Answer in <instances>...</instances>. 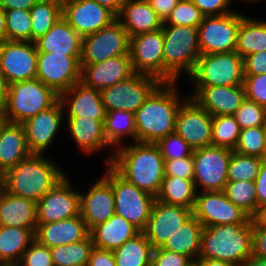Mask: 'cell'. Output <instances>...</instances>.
<instances>
[{
  "instance_id": "cell-62",
  "label": "cell",
  "mask_w": 266,
  "mask_h": 266,
  "mask_svg": "<svg viewBox=\"0 0 266 266\" xmlns=\"http://www.w3.org/2000/svg\"><path fill=\"white\" fill-rule=\"evenodd\" d=\"M194 262L197 264V266H233L225 261L217 259H204L199 257Z\"/></svg>"
},
{
  "instance_id": "cell-53",
  "label": "cell",
  "mask_w": 266,
  "mask_h": 266,
  "mask_svg": "<svg viewBox=\"0 0 266 266\" xmlns=\"http://www.w3.org/2000/svg\"><path fill=\"white\" fill-rule=\"evenodd\" d=\"M204 16H221L234 10L229 6L233 0H191ZM229 5V6H228Z\"/></svg>"
},
{
  "instance_id": "cell-46",
  "label": "cell",
  "mask_w": 266,
  "mask_h": 266,
  "mask_svg": "<svg viewBox=\"0 0 266 266\" xmlns=\"http://www.w3.org/2000/svg\"><path fill=\"white\" fill-rule=\"evenodd\" d=\"M204 15L191 0H180L163 25L193 26L198 28Z\"/></svg>"
},
{
  "instance_id": "cell-1",
  "label": "cell",
  "mask_w": 266,
  "mask_h": 266,
  "mask_svg": "<svg viewBox=\"0 0 266 266\" xmlns=\"http://www.w3.org/2000/svg\"><path fill=\"white\" fill-rule=\"evenodd\" d=\"M114 152L106 159V165H110L126 181L156 198L165 176L164 159L156 144L131 142Z\"/></svg>"
},
{
  "instance_id": "cell-54",
  "label": "cell",
  "mask_w": 266,
  "mask_h": 266,
  "mask_svg": "<svg viewBox=\"0 0 266 266\" xmlns=\"http://www.w3.org/2000/svg\"><path fill=\"white\" fill-rule=\"evenodd\" d=\"M244 75L266 74V50L243 58Z\"/></svg>"
},
{
  "instance_id": "cell-20",
  "label": "cell",
  "mask_w": 266,
  "mask_h": 266,
  "mask_svg": "<svg viewBox=\"0 0 266 266\" xmlns=\"http://www.w3.org/2000/svg\"><path fill=\"white\" fill-rule=\"evenodd\" d=\"M192 215L191 208L169 205L155 199L142 233L153 249L160 248Z\"/></svg>"
},
{
  "instance_id": "cell-31",
  "label": "cell",
  "mask_w": 266,
  "mask_h": 266,
  "mask_svg": "<svg viewBox=\"0 0 266 266\" xmlns=\"http://www.w3.org/2000/svg\"><path fill=\"white\" fill-rule=\"evenodd\" d=\"M139 233L140 231L134 225L117 214L89 231L94 247L110 251L116 250Z\"/></svg>"
},
{
  "instance_id": "cell-22",
  "label": "cell",
  "mask_w": 266,
  "mask_h": 266,
  "mask_svg": "<svg viewBox=\"0 0 266 266\" xmlns=\"http://www.w3.org/2000/svg\"><path fill=\"white\" fill-rule=\"evenodd\" d=\"M115 214V197L112 185L101 176L87 193L80 192V216L90 231Z\"/></svg>"
},
{
  "instance_id": "cell-45",
  "label": "cell",
  "mask_w": 266,
  "mask_h": 266,
  "mask_svg": "<svg viewBox=\"0 0 266 266\" xmlns=\"http://www.w3.org/2000/svg\"><path fill=\"white\" fill-rule=\"evenodd\" d=\"M266 141V126L245 128L240 131L238 143L233 151L249 156L263 157Z\"/></svg>"
},
{
  "instance_id": "cell-63",
  "label": "cell",
  "mask_w": 266,
  "mask_h": 266,
  "mask_svg": "<svg viewBox=\"0 0 266 266\" xmlns=\"http://www.w3.org/2000/svg\"><path fill=\"white\" fill-rule=\"evenodd\" d=\"M252 219L259 225L266 227V204L258 207L256 214Z\"/></svg>"
},
{
  "instance_id": "cell-9",
  "label": "cell",
  "mask_w": 266,
  "mask_h": 266,
  "mask_svg": "<svg viewBox=\"0 0 266 266\" xmlns=\"http://www.w3.org/2000/svg\"><path fill=\"white\" fill-rule=\"evenodd\" d=\"M161 82L145 74L134 73L129 78L100 90L103 106L108 111H130L134 114Z\"/></svg>"
},
{
  "instance_id": "cell-59",
  "label": "cell",
  "mask_w": 266,
  "mask_h": 266,
  "mask_svg": "<svg viewBox=\"0 0 266 266\" xmlns=\"http://www.w3.org/2000/svg\"><path fill=\"white\" fill-rule=\"evenodd\" d=\"M38 0H0V7L5 10H30Z\"/></svg>"
},
{
  "instance_id": "cell-41",
  "label": "cell",
  "mask_w": 266,
  "mask_h": 266,
  "mask_svg": "<svg viewBox=\"0 0 266 266\" xmlns=\"http://www.w3.org/2000/svg\"><path fill=\"white\" fill-rule=\"evenodd\" d=\"M241 128L234 115L213 116L211 146L234 150Z\"/></svg>"
},
{
  "instance_id": "cell-3",
  "label": "cell",
  "mask_w": 266,
  "mask_h": 266,
  "mask_svg": "<svg viewBox=\"0 0 266 266\" xmlns=\"http://www.w3.org/2000/svg\"><path fill=\"white\" fill-rule=\"evenodd\" d=\"M65 176L44 154H31L2 174L0 181L8 193L37 203Z\"/></svg>"
},
{
  "instance_id": "cell-50",
  "label": "cell",
  "mask_w": 266,
  "mask_h": 266,
  "mask_svg": "<svg viewBox=\"0 0 266 266\" xmlns=\"http://www.w3.org/2000/svg\"><path fill=\"white\" fill-rule=\"evenodd\" d=\"M243 85L248 100L266 107V74L244 75Z\"/></svg>"
},
{
  "instance_id": "cell-65",
  "label": "cell",
  "mask_w": 266,
  "mask_h": 266,
  "mask_svg": "<svg viewBox=\"0 0 266 266\" xmlns=\"http://www.w3.org/2000/svg\"><path fill=\"white\" fill-rule=\"evenodd\" d=\"M242 266H266V259L257 258L255 256H250Z\"/></svg>"
},
{
  "instance_id": "cell-13",
  "label": "cell",
  "mask_w": 266,
  "mask_h": 266,
  "mask_svg": "<svg viewBox=\"0 0 266 266\" xmlns=\"http://www.w3.org/2000/svg\"><path fill=\"white\" fill-rule=\"evenodd\" d=\"M192 213L204 227L251 223V217L231 202L224 191H198Z\"/></svg>"
},
{
  "instance_id": "cell-57",
  "label": "cell",
  "mask_w": 266,
  "mask_h": 266,
  "mask_svg": "<svg viewBox=\"0 0 266 266\" xmlns=\"http://www.w3.org/2000/svg\"><path fill=\"white\" fill-rule=\"evenodd\" d=\"M258 207L266 204V162H262L257 178L255 179Z\"/></svg>"
},
{
  "instance_id": "cell-12",
  "label": "cell",
  "mask_w": 266,
  "mask_h": 266,
  "mask_svg": "<svg viewBox=\"0 0 266 266\" xmlns=\"http://www.w3.org/2000/svg\"><path fill=\"white\" fill-rule=\"evenodd\" d=\"M130 37L116 19L109 26L83 37L80 64H96L129 54Z\"/></svg>"
},
{
  "instance_id": "cell-44",
  "label": "cell",
  "mask_w": 266,
  "mask_h": 266,
  "mask_svg": "<svg viewBox=\"0 0 266 266\" xmlns=\"http://www.w3.org/2000/svg\"><path fill=\"white\" fill-rule=\"evenodd\" d=\"M6 40L32 42L30 10H5Z\"/></svg>"
},
{
  "instance_id": "cell-48",
  "label": "cell",
  "mask_w": 266,
  "mask_h": 266,
  "mask_svg": "<svg viewBox=\"0 0 266 266\" xmlns=\"http://www.w3.org/2000/svg\"><path fill=\"white\" fill-rule=\"evenodd\" d=\"M155 144L159 148L164 161L188 157L193 155L194 151L176 131L161 138Z\"/></svg>"
},
{
  "instance_id": "cell-2",
  "label": "cell",
  "mask_w": 266,
  "mask_h": 266,
  "mask_svg": "<svg viewBox=\"0 0 266 266\" xmlns=\"http://www.w3.org/2000/svg\"><path fill=\"white\" fill-rule=\"evenodd\" d=\"M177 82H161L137 110V142L156 143L175 131L176 117L183 100L177 93Z\"/></svg>"
},
{
  "instance_id": "cell-14",
  "label": "cell",
  "mask_w": 266,
  "mask_h": 266,
  "mask_svg": "<svg viewBox=\"0 0 266 266\" xmlns=\"http://www.w3.org/2000/svg\"><path fill=\"white\" fill-rule=\"evenodd\" d=\"M81 56L37 52L36 78L58 95L81 80Z\"/></svg>"
},
{
  "instance_id": "cell-26",
  "label": "cell",
  "mask_w": 266,
  "mask_h": 266,
  "mask_svg": "<svg viewBox=\"0 0 266 266\" xmlns=\"http://www.w3.org/2000/svg\"><path fill=\"white\" fill-rule=\"evenodd\" d=\"M89 230L80 215L51 223H37L34 238L51 248L76 243L86 239Z\"/></svg>"
},
{
  "instance_id": "cell-40",
  "label": "cell",
  "mask_w": 266,
  "mask_h": 266,
  "mask_svg": "<svg viewBox=\"0 0 266 266\" xmlns=\"http://www.w3.org/2000/svg\"><path fill=\"white\" fill-rule=\"evenodd\" d=\"M94 244L91 236L67 245L51 247L54 266H87Z\"/></svg>"
},
{
  "instance_id": "cell-58",
  "label": "cell",
  "mask_w": 266,
  "mask_h": 266,
  "mask_svg": "<svg viewBox=\"0 0 266 266\" xmlns=\"http://www.w3.org/2000/svg\"><path fill=\"white\" fill-rule=\"evenodd\" d=\"M151 7L155 10L157 15L163 22L171 14V11L180 0H148Z\"/></svg>"
},
{
  "instance_id": "cell-49",
  "label": "cell",
  "mask_w": 266,
  "mask_h": 266,
  "mask_svg": "<svg viewBox=\"0 0 266 266\" xmlns=\"http://www.w3.org/2000/svg\"><path fill=\"white\" fill-rule=\"evenodd\" d=\"M21 266H54L50 248L34 239L20 260Z\"/></svg>"
},
{
  "instance_id": "cell-34",
  "label": "cell",
  "mask_w": 266,
  "mask_h": 266,
  "mask_svg": "<svg viewBox=\"0 0 266 266\" xmlns=\"http://www.w3.org/2000/svg\"><path fill=\"white\" fill-rule=\"evenodd\" d=\"M103 126L105 138L114 149L121 147L126 137L132 138L133 143L137 142V130L133 112L121 110L108 111L106 112Z\"/></svg>"
},
{
  "instance_id": "cell-51",
  "label": "cell",
  "mask_w": 266,
  "mask_h": 266,
  "mask_svg": "<svg viewBox=\"0 0 266 266\" xmlns=\"http://www.w3.org/2000/svg\"><path fill=\"white\" fill-rule=\"evenodd\" d=\"M164 175L181 177L183 179H193L194 163L192 155L180 159L164 161Z\"/></svg>"
},
{
  "instance_id": "cell-43",
  "label": "cell",
  "mask_w": 266,
  "mask_h": 266,
  "mask_svg": "<svg viewBox=\"0 0 266 266\" xmlns=\"http://www.w3.org/2000/svg\"><path fill=\"white\" fill-rule=\"evenodd\" d=\"M262 162L261 157L242 155L233 151L228 164V181L247 180L254 182Z\"/></svg>"
},
{
  "instance_id": "cell-24",
  "label": "cell",
  "mask_w": 266,
  "mask_h": 266,
  "mask_svg": "<svg viewBox=\"0 0 266 266\" xmlns=\"http://www.w3.org/2000/svg\"><path fill=\"white\" fill-rule=\"evenodd\" d=\"M80 65V82L98 90L113 86L135 73L130 55H120L96 64Z\"/></svg>"
},
{
  "instance_id": "cell-70",
  "label": "cell",
  "mask_w": 266,
  "mask_h": 266,
  "mask_svg": "<svg viewBox=\"0 0 266 266\" xmlns=\"http://www.w3.org/2000/svg\"><path fill=\"white\" fill-rule=\"evenodd\" d=\"M188 266H197V264L193 261V262L190 263Z\"/></svg>"
},
{
  "instance_id": "cell-71",
  "label": "cell",
  "mask_w": 266,
  "mask_h": 266,
  "mask_svg": "<svg viewBox=\"0 0 266 266\" xmlns=\"http://www.w3.org/2000/svg\"><path fill=\"white\" fill-rule=\"evenodd\" d=\"M3 189V185H2V183H1V181H0V194H1V190Z\"/></svg>"
},
{
  "instance_id": "cell-69",
  "label": "cell",
  "mask_w": 266,
  "mask_h": 266,
  "mask_svg": "<svg viewBox=\"0 0 266 266\" xmlns=\"http://www.w3.org/2000/svg\"><path fill=\"white\" fill-rule=\"evenodd\" d=\"M243 1H248L249 3L251 2V3H253V2H258L259 0H243Z\"/></svg>"
},
{
  "instance_id": "cell-4",
  "label": "cell",
  "mask_w": 266,
  "mask_h": 266,
  "mask_svg": "<svg viewBox=\"0 0 266 266\" xmlns=\"http://www.w3.org/2000/svg\"><path fill=\"white\" fill-rule=\"evenodd\" d=\"M250 256H252L251 223L204 227L199 258L217 259L233 266H242Z\"/></svg>"
},
{
  "instance_id": "cell-27",
  "label": "cell",
  "mask_w": 266,
  "mask_h": 266,
  "mask_svg": "<svg viewBox=\"0 0 266 266\" xmlns=\"http://www.w3.org/2000/svg\"><path fill=\"white\" fill-rule=\"evenodd\" d=\"M116 19L122 24L129 37L159 30L164 23L148 0H128Z\"/></svg>"
},
{
  "instance_id": "cell-55",
  "label": "cell",
  "mask_w": 266,
  "mask_h": 266,
  "mask_svg": "<svg viewBox=\"0 0 266 266\" xmlns=\"http://www.w3.org/2000/svg\"><path fill=\"white\" fill-rule=\"evenodd\" d=\"M251 228H252V255L266 259V227L259 226L251 218Z\"/></svg>"
},
{
  "instance_id": "cell-47",
  "label": "cell",
  "mask_w": 266,
  "mask_h": 266,
  "mask_svg": "<svg viewBox=\"0 0 266 266\" xmlns=\"http://www.w3.org/2000/svg\"><path fill=\"white\" fill-rule=\"evenodd\" d=\"M234 117L241 130L266 126V107L246 98L241 107L235 112Z\"/></svg>"
},
{
  "instance_id": "cell-16",
  "label": "cell",
  "mask_w": 266,
  "mask_h": 266,
  "mask_svg": "<svg viewBox=\"0 0 266 266\" xmlns=\"http://www.w3.org/2000/svg\"><path fill=\"white\" fill-rule=\"evenodd\" d=\"M0 72L8 85L36 78L37 48L35 42L1 41Z\"/></svg>"
},
{
  "instance_id": "cell-5",
  "label": "cell",
  "mask_w": 266,
  "mask_h": 266,
  "mask_svg": "<svg viewBox=\"0 0 266 266\" xmlns=\"http://www.w3.org/2000/svg\"><path fill=\"white\" fill-rule=\"evenodd\" d=\"M164 82H177L181 73L190 75L201 56L198 28L163 25Z\"/></svg>"
},
{
  "instance_id": "cell-17",
  "label": "cell",
  "mask_w": 266,
  "mask_h": 266,
  "mask_svg": "<svg viewBox=\"0 0 266 266\" xmlns=\"http://www.w3.org/2000/svg\"><path fill=\"white\" fill-rule=\"evenodd\" d=\"M67 175L37 203V223H51L80 215V192Z\"/></svg>"
},
{
  "instance_id": "cell-6",
  "label": "cell",
  "mask_w": 266,
  "mask_h": 266,
  "mask_svg": "<svg viewBox=\"0 0 266 266\" xmlns=\"http://www.w3.org/2000/svg\"><path fill=\"white\" fill-rule=\"evenodd\" d=\"M58 100L59 95L37 78L12 83L8 85L5 120L22 124L49 109Z\"/></svg>"
},
{
  "instance_id": "cell-38",
  "label": "cell",
  "mask_w": 266,
  "mask_h": 266,
  "mask_svg": "<svg viewBox=\"0 0 266 266\" xmlns=\"http://www.w3.org/2000/svg\"><path fill=\"white\" fill-rule=\"evenodd\" d=\"M113 252L116 266H151L153 248L142 232Z\"/></svg>"
},
{
  "instance_id": "cell-10",
  "label": "cell",
  "mask_w": 266,
  "mask_h": 266,
  "mask_svg": "<svg viewBox=\"0 0 266 266\" xmlns=\"http://www.w3.org/2000/svg\"><path fill=\"white\" fill-rule=\"evenodd\" d=\"M232 152L231 149L217 146L193 151V181L197 192L199 187H202V192L224 191L228 182L227 171Z\"/></svg>"
},
{
  "instance_id": "cell-64",
  "label": "cell",
  "mask_w": 266,
  "mask_h": 266,
  "mask_svg": "<svg viewBox=\"0 0 266 266\" xmlns=\"http://www.w3.org/2000/svg\"><path fill=\"white\" fill-rule=\"evenodd\" d=\"M6 40V17L4 10L0 7V42Z\"/></svg>"
},
{
  "instance_id": "cell-21",
  "label": "cell",
  "mask_w": 266,
  "mask_h": 266,
  "mask_svg": "<svg viewBox=\"0 0 266 266\" xmlns=\"http://www.w3.org/2000/svg\"><path fill=\"white\" fill-rule=\"evenodd\" d=\"M64 107L58 100L49 109L27 119L23 124L29 151L43 154L51 146L63 121Z\"/></svg>"
},
{
  "instance_id": "cell-52",
  "label": "cell",
  "mask_w": 266,
  "mask_h": 266,
  "mask_svg": "<svg viewBox=\"0 0 266 266\" xmlns=\"http://www.w3.org/2000/svg\"><path fill=\"white\" fill-rule=\"evenodd\" d=\"M193 260L182 254L160 248L153 249L151 266H188Z\"/></svg>"
},
{
  "instance_id": "cell-66",
  "label": "cell",
  "mask_w": 266,
  "mask_h": 266,
  "mask_svg": "<svg viewBox=\"0 0 266 266\" xmlns=\"http://www.w3.org/2000/svg\"><path fill=\"white\" fill-rule=\"evenodd\" d=\"M0 266H21L20 262H0Z\"/></svg>"
},
{
  "instance_id": "cell-8",
  "label": "cell",
  "mask_w": 266,
  "mask_h": 266,
  "mask_svg": "<svg viewBox=\"0 0 266 266\" xmlns=\"http://www.w3.org/2000/svg\"><path fill=\"white\" fill-rule=\"evenodd\" d=\"M104 178L112 185L115 197V214L124 217L140 232L149 220L155 197L137 188L107 165Z\"/></svg>"
},
{
  "instance_id": "cell-39",
  "label": "cell",
  "mask_w": 266,
  "mask_h": 266,
  "mask_svg": "<svg viewBox=\"0 0 266 266\" xmlns=\"http://www.w3.org/2000/svg\"><path fill=\"white\" fill-rule=\"evenodd\" d=\"M30 14L32 42H35L62 17V0H38Z\"/></svg>"
},
{
  "instance_id": "cell-19",
  "label": "cell",
  "mask_w": 266,
  "mask_h": 266,
  "mask_svg": "<svg viewBox=\"0 0 266 266\" xmlns=\"http://www.w3.org/2000/svg\"><path fill=\"white\" fill-rule=\"evenodd\" d=\"M62 17L82 38L116 20L111 10L95 0H62Z\"/></svg>"
},
{
  "instance_id": "cell-11",
  "label": "cell",
  "mask_w": 266,
  "mask_h": 266,
  "mask_svg": "<svg viewBox=\"0 0 266 266\" xmlns=\"http://www.w3.org/2000/svg\"><path fill=\"white\" fill-rule=\"evenodd\" d=\"M242 14L231 12L221 16H204L198 27L201 55L236 50Z\"/></svg>"
},
{
  "instance_id": "cell-35",
  "label": "cell",
  "mask_w": 266,
  "mask_h": 266,
  "mask_svg": "<svg viewBox=\"0 0 266 266\" xmlns=\"http://www.w3.org/2000/svg\"><path fill=\"white\" fill-rule=\"evenodd\" d=\"M197 190L193 179L175 176H164L156 200L169 204L193 209Z\"/></svg>"
},
{
  "instance_id": "cell-68",
  "label": "cell",
  "mask_w": 266,
  "mask_h": 266,
  "mask_svg": "<svg viewBox=\"0 0 266 266\" xmlns=\"http://www.w3.org/2000/svg\"><path fill=\"white\" fill-rule=\"evenodd\" d=\"M262 159L264 162H266V141H265V147H264V155H263Z\"/></svg>"
},
{
  "instance_id": "cell-7",
  "label": "cell",
  "mask_w": 266,
  "mask_h": 266,
  "mask_svg": "<svg viewBox=\"0 0 266 266\" xmlns=\"http://www.w3.org/2000/svg\"><path fill=\"white\" fill-rule=\"evenodd\" d=\"M190 80L194 87L242 85L243 58L237 51L201 55Z\"/></svg>"
},
{
  "instance_id": "cell-61",
  "label": "cell",
  "mask_w": 266,
  "mask_h": 266,
  "mask_svg": "<svg viewBox=\"0 0 266 266\" xmlns=\"http://www.w3.org/2000/svg\"><path fill=\"white\" fill-rule=\"evenodd\" d=\"M7 93H8V83L4 75L0 72V113H4Z\"/></svg>"
},
{
  "instance_id": "cell-60",
  "label": "cell",
  "mask_w": 266,
  "mask_h": 266,
  "mask_svg": "<svg viewBox=\"0 0 266 266\" xmlns=\"http://www.w3.org/2000/svg\"><path fill=\"white\" fill-rule=\"evenodd\" d=\"M98 4L107 7L111 10L116 16L120 13L122 6L128 0H95Z\"/></svg>"
},
{
  "instance_id": "cell-33",
  "label": "cell",
  "mask_w": 266,
  "mask_h": 266,
  "mask_svg": "<svg viewBox=\"0 0 266 266\" xmlns=\"http://www.w3.org/2000/svg\"><path fill=\"white\" fill-rule=\"evenodd\" d=\"M203 224L192 215L161 247L164 250L186 255L195 261L199 257Z\"/></svg>"
},
{
  "instance_id": "cell-29",
  "label": "cell",
  "mask_w": 266,
  "mask_h": 266,
  "mask_svg": "<svg viewBox=\"0 0 266 266\" xmlns=\"http://www.w3.org/2000/svg\"><path fill=\"white\" fill-rule=\"evenodd\" d=\"M0 225L29 229L35 235L36 203L12 195L3 188L0 194Z\"/></svg>"
},
{
  "instance_id": "cell-42",
  "label": "cell",
  "mask_w": 266,
  "mask_h": 266,
  "mask_svg": "<svg viewBox=\"0 0 266 266\" xmlns=\"http://www.w3.org/2000/svg\"><path fill=\"white\" fill-rule=\"evenodd\" d=\"M224 192L228 199L245 211L251 218L257 212V192L255 182L228 181Z\"/></svg>"
},
{
  "instance_id": "cell-28",
  "label": "cell",
  "mask_w": 266,
  "mask_h": 266,
  "mask_svg": "<svg viewBox=\"0 0 266 266\" xmlns=\"http://www.w3.org/2000/svg\"><path fill=\"white\" fill-rule=\"evenodd\" d=\"M82 40L76 30L61 17L35 44L37 52L81 56Z\"/></svg>"
},
{
  "instance_id": "cell-67",
  "label": "cell",
  "mask_w": 266,
  "mask_h": 266,
  "mask_svg": "<svg viewBox=\"0 0 266 266\" xmlns=\"http://www.w3.org/2000/svg\"><path fill=\"white\" fill-rule=\"evenodd\" d=\"M5 116L4 113H0V128L5 123Z\"/></svg>"
},
{
  "instance_id": "cell-15",
  "label": "cell",
  "mask_w": 266,
  "mask_h": 266,
  "mask_svg": "<svg viewBox=\"0 0 266 266\" xmlns=\"http://www.w3.org/2000/svg\"><path fill=\"white\" fill-rule=\"evenodd\" d=\"M163 48L162 28L130 37L129 54L134 72L164 82Z\"/></svg>"
},
{
  "instance_id": "cell-32",
  "label": "cell",
  "mask_w": 266,
  "mask_h": 266,
  "mask_svg": "<svg viewBox=\"0 0 266 266\" xmlns=\"http://www.w3.org/2000/svg\"><path fill=\"white\" fill-rule=\"evenodd\" d=\"M104 120L86 117L68 118L67 124L71 137L78 148L84 153L92 154L102 150L108 144L104 135Z\"/></svg>"
},
{
  "instance_id": "cell-37",
  "label": "cell",
  "mask_w": 266,
  "mask_h": 266,
  "mask_svg": "<svg viewBox=\"0 0 266 266\" xmlns=\"http://www.w3.org/2000/svg\"><path fill=\"white\" fill-rule=\"evenodd\" d=\"M34 239L29 229L0 225V262H20Z\"/></svg>"
},
{
  "instance_id": "cell-23",
  "label": "cell",
  "mask_w": 266,
  "mask_h": 266,
  "mask_svg": "<svg viewBox=\"0 0 266 266\" xmlns=\"http://www.w3.org/2000/svg\"><path fill=\"white\" fill-rule=\"evenodd\" d=\"M191 95L211 116L234 115L246 99L244 85L195 87Z\"/></svg>"
},
{
  "instance_id": "cell-18",
  "label": "cell",
  "mask_w": 266,
  "mask_h": 266,
  "mask_svg": "<svg viewBox=\"0 0 266 266\" xmlns=\"http://www.w3.org/2000/svg\"><path fill=\"white\" fill-rule=\"evenodd\" d=\"M213 116L188 97L178 110L175 131L193 150L211 146Z\"/></svg>"
},
{
  "instance_id": "cell-36",
  "label": "cell",
  "mask_w": 266,
  "mask_h": 266,
  "mask_svg": "<svg viewBox=\"0 0 266 266\" xmlns=\"http://www.w3.org/2000/svg\"><path fill=\"white\" fill-rule=\"evenodd\" d=\"M266 50V21L242 15L236 50L242 58Z\"/></svg>"
},
{
  "instance_id": "cell-25",
  "label": "cell",
  "mask_w": 266,
  "mask_h": 266,
  "mask_svg": "<svg viewBox=\"0 0 266 266\" xmlns=\"http://www.w3.org/2000/svg\"><path fill=\"white\" fill-rule=\"evenodd\" d=\"M68 118L86 117L94 120H104L106 110L103 106L100 90L85 86L77 82L69 90L59 95ZM65 106H67L65 108ZM69 108V109H68Z\"/></svg>"
},
{
  "instance_id": "cell-30",
  "label": "cell",
  "mask_w": 266,
  "mask_h": 266,
  "mask_svg": "<svg viewBox=\"0 0 266 266\" xmlns=\"http://www.w3.org/2000/svg\"><path fill=\"white\" fill-rule=\"evenodd\" d=\"M31 154L23 124L5 121L0 128V176Z\"/></svg>"
},
{
  "instance_id": "cell-56",
  "label": "cell",
  "mask_w": 266,
  "mask_h": 266,
  "mask_svg": "<svg viewBox=\"0 0 266 266\" xmlns=\"http://www.w3.org/2000/svg\"><path fill=\"white\" fill-rule=\"evenodd\" d=\"M87 266H116L114 252L94 247Z\"/></svg>"
}]
</instances>
